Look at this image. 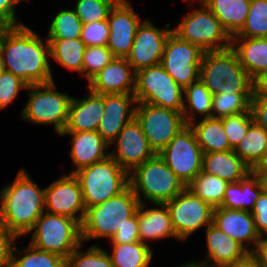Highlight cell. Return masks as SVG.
<instances>
[{"instance_id":"1","label":"cell","mask_w":267,"mask_h":267,"mask_svg":"<svg viewBox=\"0 0 267 267\" xmlns=\"http://www.w3.org/2000/svg\"><path fill=\"white\" fill-rule=\"evenodd\" d=\"M0 52L5 71L28 86L54 81L50 65V47L26 25L5 27L0 34Z\"/></svg>"},{"instance_id":"2","label":"cell","mask_w":267,"mask_h":267,"mask_svg":"<svg viewBox=\"0 0 267 267\" xmlns=\"http://www.w3.org/2000/svg\"><path fill=\"white\" fill-rule=\"evenodd\" d=\"M45 188L20 169L14 181L0 191V222L19 239L31 232L45 212Z\"/></svg>"},{"instance_id":"3","label":"cell","mask_w":267,"mask_h":267,"mask_svg":"<svg viewBox=\"0 0 267 267\" xmlns=\"http://www.w3.org/2000/svg\"><path fill=\"white\" fill-rule=\"evenodd\" d=\"M139 200L129 185L124 191L110 199L86 209L81 223L82 242L97 238H111L130 223L137 212Z\"/></svg>"},{"instance_id":"4","label":"cell","mask_w":267,"mask_h":267,"mask_svg":"<svg viewBox=\"0 0 267 267\" xmlns=\"http://www.w3.org/2000/svg\"><path fill=\"white\" fill-rule=\"evenodd\" d=\"M200 80L212 95L253 93L252 79L231 48L220 51H205L200 66Z\"/></svg>"},{"instance_id":"5","label":"cell","mask_w":267,"mask_h":267,"mask_svg":"<svg viewBox=\"0 0 267 267\" xmlns=\"http://www.w3.org/2000/svg\"><path fill=\"white\" fill-rule=\"evenodd\" d=\"M129 183L140 203L147 199L152 204H165L186 188L158 154L129 173Z\"/></svg>"},{"instance_id":"6","label":"cell","mask_w":267,"mask_h":267,"mask_svg":"<svg viewBox=\"0 0 267 267\" xmlns=\"http://www.w3.org/2000/svg\"><path fill=\"white\" fill-rule=\"evenodd\" d=\"M74 176L80 183L86 209L118 195L130 185L129 173L110 156L81 168Z\"/></svg>"},{"instance_id":"7","label":"cell","mask_w":267,"mask_h":267,"mask_svg":"<svg viewBox=\"0 0 267 267\" xmlns=\"http://www.w3.org/2000/svg\"><path fill=\"white\" fill-rule=\"evenodd\" d=\"M55 81L27 86L29 99L20 118L36 125H53L59 135L65 130L72 97L55 90Z\"/></svg>"},{"instance_id":"8","label":"cell","mask_w":267,"mask_h":267,"mask_svg":"<svg viewBox=\"0 0 267 267\" xmlns=\"http://www.w3.org/2000/svg\"><path fill=\"white\" fill-rule=\"evenodd\" d=\"M31 232L32 246L65 259L82 243L81 225L76 220L46 211L36 220Z\"/></svg>"},{"instance_id":"9","label":"cell","mask_w":267,"mask_h":267,"mask_svg":"<svg viewBox=\"0 0 267 267\" xmlns=\"http://www.w3.org/2000/svg\"><path fill=\"white\" fill-rule=\"evenodd\" d=\"M183 16L173 27L181 39L200 46L204 51H220L231 48L232 37L205 4Z\"/></svg>"},{"instance_id":"10","label":"cell","mask_w":267,"mask_h":267,"mask_svg":"<svg viewBox=\"0 0 267 267\" xmlns=\"http://www.w3.org/2000/svg\"><path fill=\"white\" fill-rule=\"evenodd\" d=\"M184 89L165 71L161 64L136 72L134 97L137 103H147L183 111Z\"/></svg>"},{"instance_id":"11","label":"cell","mask_w":267,"mask_h":267,"mask_svg":"<svg viewBox=\"0 0 267 267\" xmlns=\"http://www.w3.org/2000/svg\"><path fill=\"white\" fill-rule=\"evenodd\" d=\"M205 51L181 39L173 31L164 46L161 65L183 89L200 79V66Z\"/></svg>"},{"instance_id":"12","label":"cell","mask_w":267,"mask_h":267,"mask_svg":"<svg viewBox=\"0 0 267 267\" xmlns=\"http://www.w3.org/2000/svg\"><path fill=\"white\" fill-rule=\"evenodd\" d=\"M158 155L185 186L202 171L203 152L190 124L182 128Z\"/></svg>"},{"instance_id":"13","label":"cell","mask_w":267,"mask_h":267,"mask_svg":"<svg viewBox=\"0 0 267 267\" xmlns=\"http://www.w3.org/2000/svg\"><path fill=\"white\" fill-rule=\"evenodd\" d=\"M135 106V117L156 154L161 152L187 125L182 112L147 103H137Z\"/></svg>"},{"instance_id":"14","label":"cell","mask_w":267,"mask_h":267,"mask_svg":"<svg viewBox=\"0 0 267 267\" xmlns=\"http://www.w3.org/2000/svg\"><path fill=\"white\" fill-rule=\"evenodd\" d=\"M165 204L179 241L189 239L203 226L212 224L214 208L187 188Z\"/></svg>"},{"instance_id":"15","label":"cell","mask_w":267,"mask_h":267,"mask_svg":"<svg viewBox=\"0 0 267 267\" xmlns=\"http://www.w3.org/2000/svg\"><path fill=\"white\" fill-rule=\"evenodd\" d=\"M109 145H115V149L110 150V157L128 173L156 155L136 117L124 126Z\"/></svg>"},{"instance_id":"16","label":"cell","mask_w":267,"mask_h":267,"mask_svg":"<svg viewBox=\"0 0 267 267\" xmlns=\"http://www.w3.org/2000/svg\"><path fill=\"white\" fill-rule=\"evenodd\" d=\"M45 211L63 215L83 222L86 208L82 198V190L74 174H62L57 180L45 188Z\"/></svg>"},{"instance_id":"17","label":"cell","mask_w":267,"mask_h":267,"mask_svg":"<svg viewBox=\"0 0 267 267\" xmlns=\"http://www.w3.org/2000/svg\"><path fill=\"white\" fill-rule=\"evenodd\" d=\"M169 26L159 29L149 19L141 22L126 57L135 72L161 63L166 40L173 31Z\"/></svg>"},{"instance_id":"18","label":"cell","mask_w":267,"mask_h":267,"mask_svg":"<svg viewBox=\"0 0 267 267\" xmlns=\"http://www.w3.org/2000/svg\"><path fill=\"white\" fill-rule=\"evenodd\" d=\"M132 6L131 1L118 0L109 13V39L106 46L114 57L126 58L130 54L135 34L142 22Z\"/></svg>"},{"instance_id":"19","label":"cell","mask_w":267,"mask_h":267,"mask_svg":"<svg viewBox=\"0 0 267 267\" xmlns=\"http://www.w3.org/2000/svg\"><path fill=\"white\" fill-rule=\"evenodd\" d=\"M212 224L238 241L250 253L261 240L250 211L216 207L213 210Z\"/></svg>"},{"instance_id":"20","label":"cell","mask_w":267,"mask_h":267,"mask_svg":"<svg viewBox=\"0 0 267 267\" xmlns=\"http://www.w3.org/2000/svg\"><path fill=\"white\" fill-rule=\"evenodd\" d=\"M136 72L126 58L114 57L86 88L96 94H134Z\"/></svg>"},{"instance_id":"21","label":"cell","mask_w":267,"mask_h":267,"mask_svg":"<svg viewBox=\"0 0 267 267\" xmlns=\"http://www.w3.org/2000/svg\"><path fill=\"white\" fill-rule=\"evenodd\" d=\"M71 135V149L69 155L75 168L69 172L74 174L81 168L88 167L107 159L110 152H106L110 145L97 131H63L59 136Z\"/></svg>"},{"instance_id":"22","label":"cell","mask_w":267,"mask_h":267,"mask_svg":"<svg viewBox=\"0 0 267 267\" xmlns=\"http://www.w3.org/2000/svg\"><path fill=\"white\" fill-rule=\"evenodd\" d=\"M206 259L199 263L207 267H229L244 259L250 252L215 225L206 227Z\"/></svg>"},{"instance_id":"23","label":"cell","mask_w":267,"mask_h":267,"mask_svg":"<svg viewBox=\"0 0 267 267\" xmlns=\"http://www.w3.org/2000/svg\"><path fill=\"white\" fill-rule=\"evenodd\" d=\"M88 92L89 95L82 99L72 97L64 131H97L104 115V94Z\"/></svg>"},{"instance_id":"24","label":"cell","mask_w":267,"mask_h":267,"mask_svg":"<svg viewBox=\"0 0 267 267\" xmlns=\"http://www.w3.org/2000/svg\"><path fill=\"white\" fill-rule=\"evenodd\" d=\"M156 205V206H155ZM147 204L140 203L138 207L139 239L147 245L148 241L166 238L178 239L166 204H154L153 208L145 209Z\"/></svg>"},{"instance_id":"25","label":"cell","mask_w":267,"mask_h":267,"mask_svg":"<svg viewBox=\"0 0 267 267\" xmlns=\"http://www.w3.org/2000/svg\"><path fill=\"white\" fill-rule=\"evenodd\" d=\"M202 171L218 176L228 183H235L243 179L252 169L234 152L203 153Z\"/></svg>"},{"instance_id":"26","label":"cell","mask_w":267,"mask_h":267,"mask_svg":"<svg viewBox=\"0 0 267 267\" xmlns=\"http://www.w3.org/2000/svg\"><path fill=\"white\" fill-rule=\"evenodd\" d=\"M231 49L252 81L267 71V38L232 37Z\"/></svg>"},{"instance_id":"27","label":"cell","mask_w":267,"mask_h":267,"mask_svg":"<svg viewBox=\"0 0 267 267\" xmlns=\"http://www.w3.org/2000/svg\"><path fill=\"white\" fill-rule=\"evenodd\" d=\"M262 191L259 176L252 170L243 179L227 185L220 207L251 212Z\"/></svg>"},{"instance_id":"28","label":"cell","mask_w":267,"mask_h":267,"mask_svg":"<svg viewBox=\"0 0 267 267\" xmlns=\"http://www.w3.org/2000/svg\"><path fill=\"white\" fill-rule=\"evenodd\" d=\"M251 0H207L204 4L217 17L231 37L244 26Z\"/></svg>"},{"instance_id":"29","label":"cell","mask_w":267,"mask_h":267,"mask_svg":"<svg viewBox=\"0 0 267 267\" xmlns=\"http://www.w3.org/2000/svg\"><path fill=\"white\" fill-rule=\"evenodd\" d=\"M196 122L193 121L190 126L194 130L203 153L233 150L228 142L221 118L208 117Z\"/></svg>"},{"instance_id":"30","label":"cell","mask_w":267,"mask_h":267,"mask_svg":"<svg viewBox=\"0 0 267 267\" xmlns=\"http://www.w3.org/2000/svg\"><path fill=\"white\" fill-rule=\"evenodd\" d=\"M50 57L60 66L83 75V55L86 45L81 38L47 39Z\"/></svg>"},{"instance_id":"31","label":"cell","mask_w":267,"mask_h":267,"mask_svg":"<svg viewBox=\"0 0 267 267\" xmlns=\"http://www.w3.org/2000/svg\"><path fill=\"white\" fill-rule=\"evenodd\" d=\"M212 99V93L200 79L186 86L183 92L184 106L182 111L185 123L191 124L196 121V114H200L202 119L211 117Z\"/></svg>"},{"instance_id":"32","label":"cell","mask_w":267,"mask_h":267,"mask_svg":"<svg viewBox=\"0 0 267 267\" xmlns=\"http://www.w3.org/2000/svg\"><path fill=\"white\" fill-rule=\"evenodd\" d=\"M267 151V131L255 121L234 152L253 170Z\"/></svg>"},{"instance_id":"33","label":"cell","mask_w":267,"mask_h":267,"mask_svg":"<svg viewBox=\"0 0 267 267\" xmlns=\"http://www.w3.org/2000/svg\"><path fill=\"white\" fill-rule=\"evenodd\" d=\"M111 246L112 253L109 255L114 267H149L152 261V247L141 241Z\"/></svg>"},{"instance_id":"34","label":"cell","mask_w":267,"mask_h":267,"mask_svg":"<svg viewBox=\"0 0 267 267\" xmlns=\"http://www.w3.org/2000/svg\"><path fill=\"white\" fill-rule=\"evenodd\" d=\"M229 183L218 176L201 171L187 186L194 195L200 197L213 208L220 207Z\"/></svg>"},{"instance_id":"35","label":"cell","mask_w":267,"mask_h":267,"mask_svg":"<svg viewBox=\"0 0 267 267\" xmlns=\"http://www.w3.org/2000/svg\"><path fill=\"white\" fill-rule=\"evenodd\" d=\"M17 253L21 255L17 256ZM25 254V255H24ZM11 267H66V259L60 255L39 250L30 243L23 252L14 246Z\"/></svg>"},{"instance_id":"36","label":"cell","mask_w":267,"mask_h":267,"mask_svg":"<svg viewBox=\"0 0 267 267\" xmlns=\"http://www.w3.org/2000/svg\"><path fill=\"white\" fill-rule=\"evenodd\" d=\"M253 93H220L213 95V118H223L233 114L247 112L251 107Z\"/></svg>"},{"instance_id":"37","label":"cell","mask_w":267,"mask_h":267,"mask_svg":"<svg viewBox=\"0 0 267 267\" xmlns=\"http://www.w3.org/2000/svg\"><path fill=\"white\" fill-rule=\"evenodd\" d=\"M83 23L73 9H62L54 16L47 39L80 38Z\"/></svg>"},{"instance_id":"38","label":"cell","mask_w":267,"mask_h":267,"mask_svg":"<svg viewBox=\"0 0 267 267\" xmlns=\"http://www.w3.org/2000/svg\"><path fill=\"white\" fill-rule=\"evenodd\" d=\"M233 37L267 38V0H251L246 22Z\"/></svg>"},{"instance_id":"39","label":"cell","mask_w":267,"mask_h":267,"mask_svg":"<svg viewBox=\"0 0 267 267\" xmlns=\"http://www.w3.org/2000/svg\"><path fill=\"white\" fill-rule=\"evenodd\" d=\"M83 242L66 258V267H114L109 253L98 244L83 251ZM82 250V251H81Z\"/></svg>"},{"instance_id":"40","label":"cell","mask_w":267,"mask_h":267,"mask_svg":"<svg viewBox=\"0 0 267 267\" xmlns=\"http://www.w3.org/2000/svg\"><path fill=\"white\" fill-rule=\"evenodd\" d=\"M118 0H76L73 9L83 24L108 19L112 7Z\"/></svg>"},{"instance_id":"41","label":"cell","mask_w":267,"mask_h":267,"mask_svg":"<svg viewBox=\"0 0 267 267\" xmlns=\"http://www.w3.org/2000/svg\"><path fill=\"white\" fill-rule=\"evenodd\" d=\"M230 147L234 150L254 122L251 108L247 112L221 118Z\"/></svg>"},{"instance_id":"42","label":"cell","mask_w":267,"mask_h":267,"mask_svg":"<svg viewBox=\"0 0 267 267\" xmlns=\"http://www.w3.org/2000/svg\"><path fill=\"white\" fill-rule=\"evenodd\" d=\"M137 104L134 94H104V114L113 118H134Z\"/></svg>"},{"instance_id":"43","label":"cell","mask_w":267,"mask_h":267,"mask_svg":"<svg viewBox=\"0 0 267 267\" xmlns=\"http://www.w3.org/2000/svg\"><path fill=\"white\" fill-rule=\"evenodd\" d=\"M114 58L107 46L86 47L83 55V76L88 82Z\"/></svg>"},{"instance_id":"44","label":"cell","mask_w":267,"mask_h":267,"mask_svg":"<svg viewBox=\"0 0 267 267\" xmlns=\"http://www.w3.org/2000/svg\"><path fill=\"white\" fill-rule=\"evenodd\" d=\"M27 84L11 72L0 74V110L17 98L20 90L27 89Z\"/></svg>"},{"instance_id":"45","label":"cell","mask_w":267,"mask_h":267,"mask_svg":"<svg viewBox=\"0 0 267 267\" xmlns=\"http://www.w3.org/2000/svg\"><path fill=\"white\" fill-rule=\"evenodd\" d=\"M80 38L85 43L86 47L106 46L109 39L108 20L83 24Z\"/></svg>"},{"instance_id":"46","label":"cell","mask_w":267,"mask_h":267,"mask_svg":"<svg viewBox=\"0 0 267 267\" xmlns=\"http://www.w3.org/2000/svg\"><path fill=\"white\" fill-rule=\"evenodd\" d=\"M17 241L19 238L0 222V267H11L12 253Z\"/></svg>"},{"instance_id":"47","label":"cell","mask_w":267,"mask_h":267,"mask_svg":"<svg viewBox=\"0 0 267 267\" xmlns=\"http://www.w3.org/2000/svg\"><path fill=\"white\" fill-rule=\"evenodd\" d=\"M133 118H113L103 115L97 132L102 138L110 144L124 128V126Z\"/></svg>"},{"instance_id":"48","label":"cell","mask_w":267,"mask_h":267,"mask_svg":"<svg viewBox=\"0 0 267 267\" xmlns=\"http://www.w3.org/2000/svg\"><path fill=\"white\" fill-rule=\"evenodd\" d=\"M140 241L138 232V209L130 218V223L120 228L111 238V244H131Z\"/></svg>"},{"instance_id":"49","label":"cell","mask_w":267,"mask_h":267,"mask_svg":"<svg viewBox=\"0 0 267 267\" xmlns=\"http://www.w3.org/2000/svg\"><path fill=\"white\" fill-rule=\"evenodd\" d=\"M257 232L262 237L267 231V194L262 191L251 210Z\"/></svg>"},{"instance_id":"50","label":"cell","mask_w":267,"mask_h":267,"mask_svg":"<svg viewBox=\"0 0 267 267\" xmlns=\"http://www.w3.org/2000/svg\"><path fill=\"white\" fill-rule=\"evenodd\" d=\"M250 108L254 121L267 131V98L252 97Z\"/></svg>"},{"instance_id":"51","label":"cell","mask_w":267,"mask_h":267,"mask_svg":"<svg viewBox=\"0 0 267 267\" xmlns=\"http://www.w3.org/2000/svg\"><path fill=\"white\" fill-rule=\"evenodd\" d=\"M11 0H0V21L6 26H20L23 23L18 22L16 17V8Z\"/></svg>"},{"instance_id":"52","label":"cell","mask_w":267,"mask_h":267,"mask_svg":"<svg viewBox=\"0 0 267 267\" xmlns=\"http://www.w3.org/2000/svg\"><path fill=\"white\" fill-rule=\"evenodd\" d=\"M252 97L267 98V71L259 74L253 81Z\"/></svg>"},{"instance_id":"53","label":"cell","mask_w":267,"mask_h":267,"mask_svg":"<svg viewBox=\"0 0 267 267\" xmlns=\"http://www.w3.org/2000/svg\"><path fill=\"white\" fill-rule=\"evenodd\" d=\"M262 267H267V244L261 240L251 252Z\"/></svg>"},{"instance_id":"54","label":"cell","mask_w":267,"mask_h":267,"mask_svg":"<svg viewBox=\"0 0 267 267\" xmlns=\"http://www.w3.org/2000/svg\"><path fill=\"white\" fill-rule=\"evenodd\" d=\"M229 267H262L258 260L249 253L244 259L240 260L239 262L233 264Z\"/></svg>"},{"instance_id":"55","label":"cell","mask_w":267,"mask_h":267,"mask_svg":"<svg viewBox=\"0 0 267 267\" xmlns=\"http://www.w3.org/2000/svg\"><path fill=\"white\" fill-rule=\"evenodd\" d=\"M253 171L257 174H267V151L265 152L263 159L253 169Z\"/></svg>"},{"instance_id":"56","label":"cell","mask_w":267,"mask_h":267,"mask_svg":"<svg viewBox=\"0 0 267 267\" xmlns=\"http://www.w3.org/2000/svg\"><path fill=\"white\" fill-rule=\"evenodd\" d=\"M263 191L267 194V174H258Z\"/></svg>"},{"instance_id":"57","label":"cell","mask_w":267,"mask_h":267,"mask_svg":"<svg viewBox=\"0 0 267 267\" xmlns=\"http://www.w3.org/2000/svg\"><path fill=\"white\" fill-rule=\"evenodd\" d=\"M180 267H207V266L199 263L198 261H191V262L182 264V266Z\"/></svg>"},{"instance_id":"58","label":"cell","mask_w":267,"mask_h":267,"mask_svg":"<svg viewBox=\"0 0 267 267\" xmlns=\"http://www.w3.org/2000/svg\"><path fill=\"white\" fill-rule=\"evenodd\" d=\"M4 71H5L4 61H3L2 54L0 52V74H2Z\"/></svg>"},{"instance_id":"59","label":"cell","mask_w":267,"mask_h":267,"mask_svg":"<svg viewBox=\"0 0 267 267\" xmlns=\"http://www.w3.org/2000/svg\"><path fill=\"white\" fill-rule=\"evenodd\" d=\"M183 1H187V3H189L188 5H189V7H190V10H191V8H192V6H190L191 5V3H193V1H196V0H183ZM198 1V0H197ZM207 0H199V3L200 4H204L205 2H206Z\"/></svg>"},{"instance_id":"60","label":"cell","mask_w":267,"mask_h":267,"mask_svg":"<svg viewBox=\"0 0 267 267\" xmlns=\"http://www.w3.org/2000/svg\"><path fill=\"white\" fill-rule=\"evenodd\" d=\"M12 3L16 6L18 5L19 3H22V2H25V1H28V0H11Z\"/></svg>"},{"instance_id":"61","label":"cell","mask_w":267,"mask_h":267,"mask_svg":"<svg viewBox=\"0 0 267 267\" xmlns=\"http://www.w3.org/2000/svg\"><path fill=\"white\" fill-rule=\"evenodd\" d=\"M267 231L263 234V236L261 237V241L263 242V243H266L267 244ZM265 236V237H264Z\"/></svg>"},{"instance_id":"62","label":"cell","mask_w":267,"mask_h":267,"mask_svg":"<svg viewBox=\"0 0 267 267\" xmlns=\"http://www.w3.org/2000/svg\"><path fill=\"white\" fill-rule=\"evenodd\" d=\"M6 26L0 21V34Z\"/></svg>"}]
</instances>
